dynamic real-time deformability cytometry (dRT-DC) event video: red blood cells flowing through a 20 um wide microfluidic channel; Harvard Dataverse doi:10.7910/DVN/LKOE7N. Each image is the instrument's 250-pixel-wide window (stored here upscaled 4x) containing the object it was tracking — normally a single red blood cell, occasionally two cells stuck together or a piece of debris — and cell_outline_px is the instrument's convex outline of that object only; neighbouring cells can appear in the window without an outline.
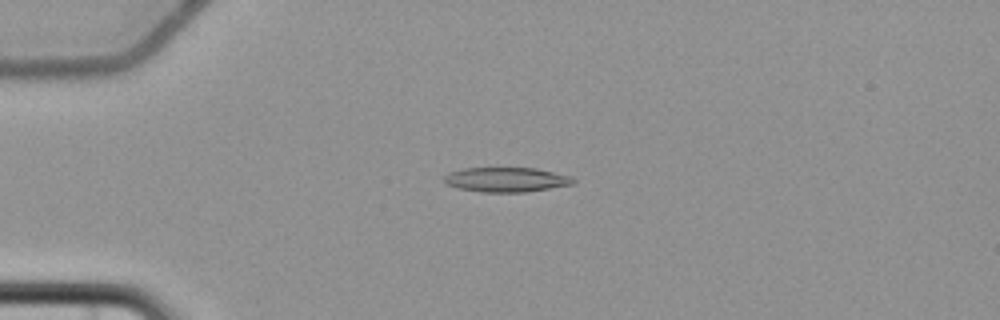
{"species": "common noctule bat (a hibernating species)", "species_latin": "Nyctalus noctula", "temperature_condition": "cold", "stored_images_in_passage": 5, "camera_frame_rate_fps": 3000, "um_per_image_px": 0.085, "animal": {"sex": "female", "body_mass_g": 22.7, "forearm_length_mm": 54.2}, "frame": {"image": 1, "passage_image": 4, "time_ms": 4.667, "image_size_px": [1000, 320], "cell_outline_px": [[576, 184], [524, 192], [480, 192], [456, 188], [444, 184], [444, 176], [448, 172], [464, 168], [536, 168], [572, 176], [576, 180]], "centroid_in_image_um": [43.02, 15.27], "position_along_channel_um": 42.0, "area_um2": 18.79}}